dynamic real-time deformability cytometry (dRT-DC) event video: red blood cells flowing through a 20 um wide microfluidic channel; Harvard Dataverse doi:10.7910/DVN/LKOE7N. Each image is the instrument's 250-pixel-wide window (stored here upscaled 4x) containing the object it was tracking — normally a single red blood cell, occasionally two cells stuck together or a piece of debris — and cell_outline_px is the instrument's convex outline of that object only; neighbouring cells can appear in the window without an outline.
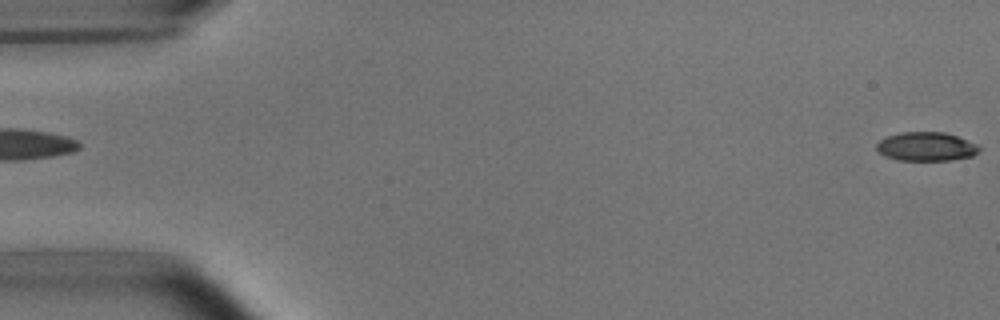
{"species": "common noctule bat (a hibernating species)", "species_latin": "Nyctalus noctula", "temperature_condition": "room temperature", "stored_images_in_passage": 8, "camera_frame_rate_fps": 3000, "um_per_image_px": 0.085, "animal": {"sex": "male", "body_mass_g": 15.6}, "frame": {"image": 1, "passage_image": 1, "time_ms": 0.0, "image_size_px": [1000, 320], "cell_outline_px": [[980, 152], [972, 156], [952, 160], [896, 160], [884, 156], [876, 148], [876, 144], [880, 140], [888, 136], [900, 132], [944, 132], [956, 136], [976, 144], [980, 148]], "centroid_in_image_um": [78.72, 12.46], "position_along_channel_um": 6.3, "area_um2": 17.22}}